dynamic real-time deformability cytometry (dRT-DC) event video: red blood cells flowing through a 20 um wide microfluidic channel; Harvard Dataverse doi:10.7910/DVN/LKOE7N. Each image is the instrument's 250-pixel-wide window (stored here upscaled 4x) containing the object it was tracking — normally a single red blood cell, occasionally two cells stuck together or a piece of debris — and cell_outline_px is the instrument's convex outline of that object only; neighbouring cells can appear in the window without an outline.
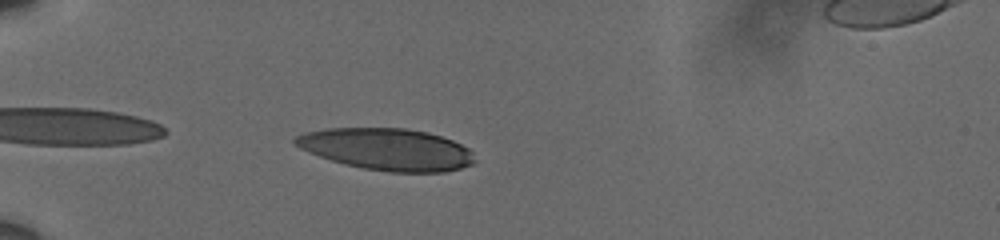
{"species": "human", "species_latin": "Homo sapiens", "temperature_condition": "cold", "stored_images_in_passage": 43, "camera_frame_rate_fps": 3000, "um_per_image_px": 0.085, "donor": {"sex": "male"}, "frame": {"image": 1, "passage_image": 3, "time_ms": 0.667, "image_size_px": [1000, 240], "cell_outline_px": [[476, 160], [472, 164], [460, 168], [444, 172], [388, 172], [364, 168], [344, 164], [308, 152], [292, 144], [292, 140], [296, 136], [304, 132], [324, 128], [408, 128], [428, 132], [452, 140], [468, 148], [472, 152]], "centroid_in_image_um": [32.87, 12.68], "position_along_channel_um": 52.1, "area_um2": 43.93}}
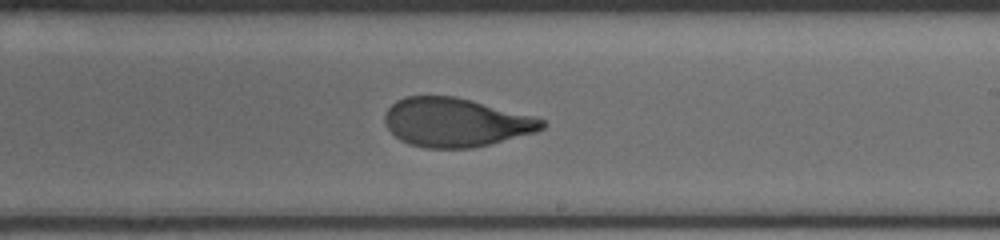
{"frame": {"image": 2, "passage_image": 22, "time_ms": 7.0, "image_size_px": [1000, 240], "cell_outline_px": [[544, 128], [536, 132], [472, 148], [424, 148], [408, 144], [400, 140], [388, 128], [384, 120], [384, 116], [388, 108], [396, 100], [404, 96], [456, 96], [532, 116], [544, 120]], "centroid_in_image_um": [38.69, 10.4], "position_along_channel_um": 250.3, "area_um2": 44.45}}
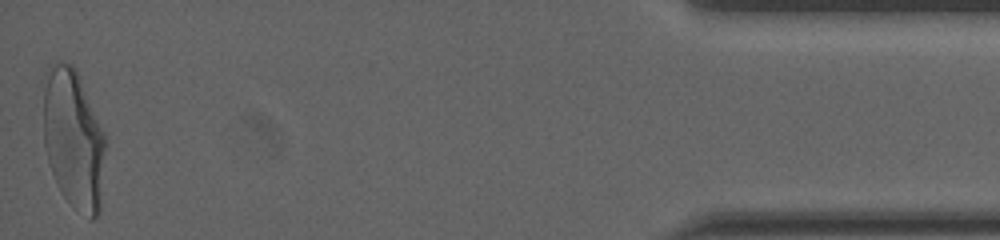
{"frame": {"image": 3, "passage_image": 43, "time_ms": 14.0, "image_size_px": [1000, 240], "cell_outline_px": [[104, 148], [100, 212], [92, 220], [88, 220], [72, 208], [60, 192], [56, 184], [44, 148], [40, 80], [44, 72], [56, 64], [72, 64], [80, 80], [104, 132]], "centroid_in_image_um": [6.17, 11.85], "position_along_channel_um": 429.0, "area_um2": 51.21}, "authors_computed_cell_mechanics": {"area_um2": 46.0088, "velocity_mm_per_s": 3.5978, "shape_relaxation_time_tau1_ms": 5.1364, "shape_relaxation_time_tau2_ms": 1.1222, "deformation_change_tau1": 0.2104, "deformation_change_tau2": 0.073}}